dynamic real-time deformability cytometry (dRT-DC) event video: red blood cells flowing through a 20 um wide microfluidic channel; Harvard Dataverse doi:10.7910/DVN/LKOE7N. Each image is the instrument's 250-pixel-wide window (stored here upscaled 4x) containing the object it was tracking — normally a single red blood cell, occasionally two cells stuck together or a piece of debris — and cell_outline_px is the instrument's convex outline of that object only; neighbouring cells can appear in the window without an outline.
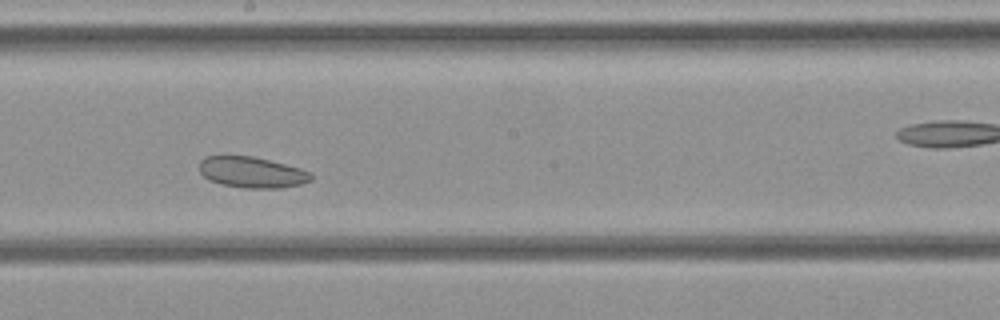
{"species": "common noctule bat (a hibernating species)", "species_latin": "Nyctalus noctula", "temperature_condition": "cold", "stored_images_in_passage": 31, "camera_frame_rate_fps": 3000, "um_per_image_px": 0.085, "animal": {"sex": "female", "body_mass_g": 21.9}, "frame": {"image": 1, "passage_image": 14, "time_ms": 4.333, "image_size_px": [1000, 320], "cell_outline_px": [[312, 180], [300, 184], [280, 188], [244, 188], [220, 184], [208, 180], [200, 172], [200, 160], [204, 156], [252, 156], [300, 168], [312, 172]], "centroid_in_image_um": [21.4, 14.65], "position_along_channel_um": 226.8, "area_um2": 20.17}}
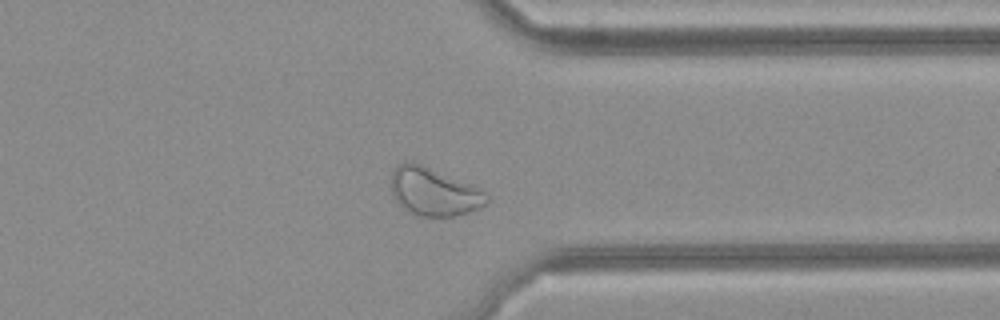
{"frame": {"image": 2, "passage_image": 22, "time_ms": 7.0, "image_size_px": [1000, 320], "cell_outline_px": [[488, 200], [480, 208], [468, 212], [452, 216], [420, 216], [404, 208], [392, 196], [392, 172], [396, 164], [404, 160], [412, 160], [468, 184], [484, 192], [488, 196]], "centroid_in_image_um": [36.82, 16.27], "position_along_channel_um": 374.6, "area_um2": 26.3}}